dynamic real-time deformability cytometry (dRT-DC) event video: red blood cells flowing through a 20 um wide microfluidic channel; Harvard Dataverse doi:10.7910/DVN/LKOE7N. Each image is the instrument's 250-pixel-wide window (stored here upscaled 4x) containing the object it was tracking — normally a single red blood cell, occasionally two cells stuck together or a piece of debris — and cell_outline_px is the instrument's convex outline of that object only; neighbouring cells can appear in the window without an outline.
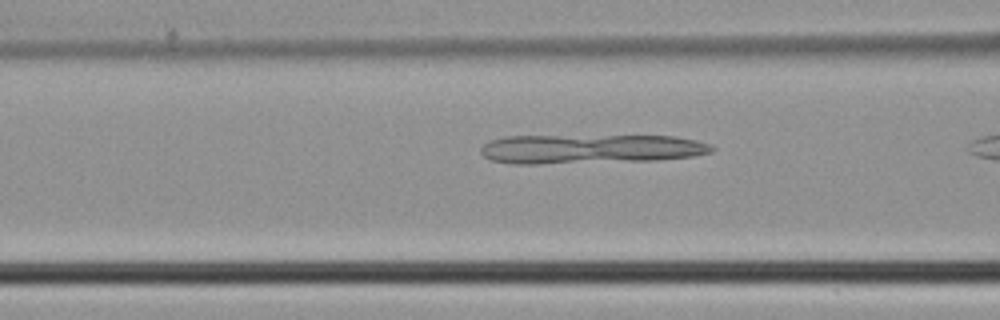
{"species": "common noctule bat (a hibernating species)", "species_latin": "Nyctalus noctula", "temperature_condition": "cold", "stored_images_in_passage": 13, "camera_frame_rate_fps": 3000, "um_per_image_px": 0.085, "animal": {"sex": "male", "body_mass_g": 21.5, "forearm_length_mm": 52.0}, "frame": {"image": 1, "passage_image": 11, "time_ms": 3.333, "image_size_px": [1000, 320], "cell_outline_px": [[716, 148], [712, 152], [692, 156], [656, 160], [536, 164], [516, 164], [492, 160], [484, 156], [480, 152], [480, 148], [484, 144], [492, 140], [504, 136], [676, 136], [696, 140], [712, 144]], "centroid_in_image_um": [50.21, 12.66], "position_along_channel_um": 116.4, "area_um2": 39.54}}